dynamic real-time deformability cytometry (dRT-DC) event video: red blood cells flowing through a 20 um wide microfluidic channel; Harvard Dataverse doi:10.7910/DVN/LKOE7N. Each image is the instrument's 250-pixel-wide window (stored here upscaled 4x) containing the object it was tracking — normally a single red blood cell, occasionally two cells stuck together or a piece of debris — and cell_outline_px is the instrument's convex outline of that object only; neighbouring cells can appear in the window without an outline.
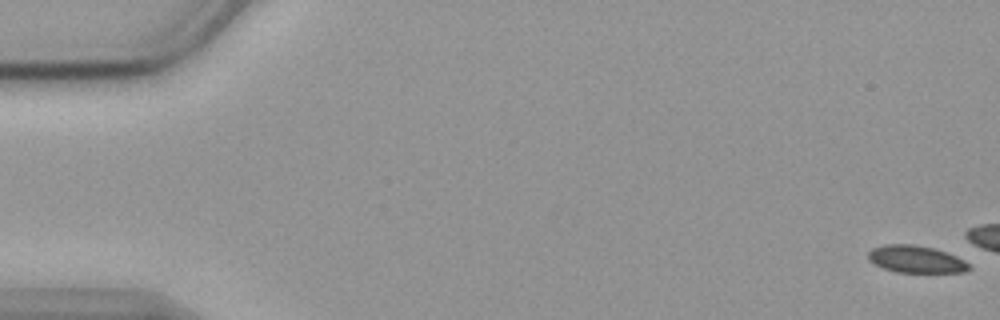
{"species": "common noctule bat (a hibernating species)", "species_latin": "Nyctalus noctula", "temperature_condition": "cold", "stored_images_in_passage": 15, "camera_frame_rate_fps": 3000, "um_per_image_px": 0.085, "animal": {"sex": "female", "body_mass_g": 19.9}, "frame": {"image": 1, "passage_image": 1, "time_ms": 0.0, "image_size_px": [1000, 320], "cell_outline_px": [[972, 268], [964, 272], [896, 272], [884, 268], [868, 260], [868, 252], [872, 248], [884, 244], [912, 244], [932, 248], [956, 256], [964, 260]], "centroid_in_image_um": [77.84, 22.03], "position_along_channel_um": 7.2, "area_um2": 15.84}}